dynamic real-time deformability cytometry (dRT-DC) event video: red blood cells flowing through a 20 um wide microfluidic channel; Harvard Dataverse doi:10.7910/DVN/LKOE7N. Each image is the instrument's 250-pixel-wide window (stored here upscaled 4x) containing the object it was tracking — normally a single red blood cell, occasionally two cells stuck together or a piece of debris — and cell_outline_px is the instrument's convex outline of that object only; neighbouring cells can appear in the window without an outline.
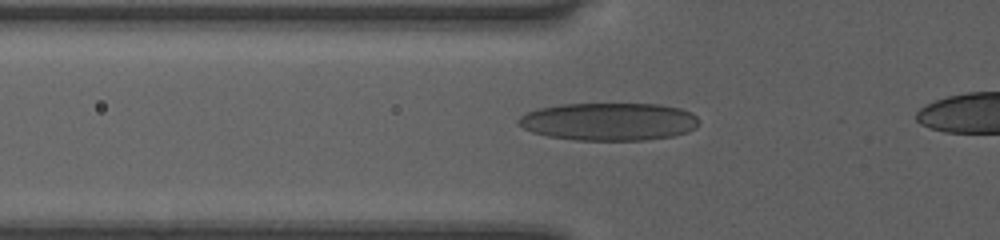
{"species": "human", "species_latin": "Homo sapiens", "temperature_condition": "room temperature", "stored_images_in_passage": 40, "camera_frame_rate_fps": 3000, "um_per_image_px": 0.085, "donor": {"sex": "female"}, "frame": {"image": 1, "passage_image": 13, "time_ms": 4.0, "image_size_px": [1000, 240], "cell_outline_px": [[700, 124], [696, 128], [688, 132], [672, 136], [644, 140], [576, 140], [548, 136], [532, 132], [516, 124], [516, 120], [520, 116], [528, 112], [540, 108], [560, 104], [660, 104], [680, 108], [692, 112], [700, 120]], "centroid_in_image_um": [51.78, 10.33], "position_along_channel_um": 74.0, "area_um2": 40.0}}
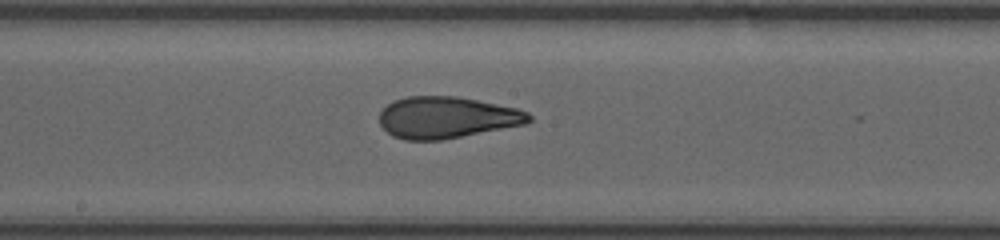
{"frame": {"image": 2, "passage_image": 23, "time_ms": 7.333, "image_size_px": [1000, 240], "cell_outline_px": [[532, 120], [528, 124], [440, 140], [404, 140], [392, 136], [380, 124], [380, 112], [388, 104], [396, 100], [408, 96], [456, 96], [516, 108], [528, 112], [532, 116]], "centroid_in_image_um": [38.0, 9.99], "position_along_channel_um": 210.2, "area_um2": 36.13}}
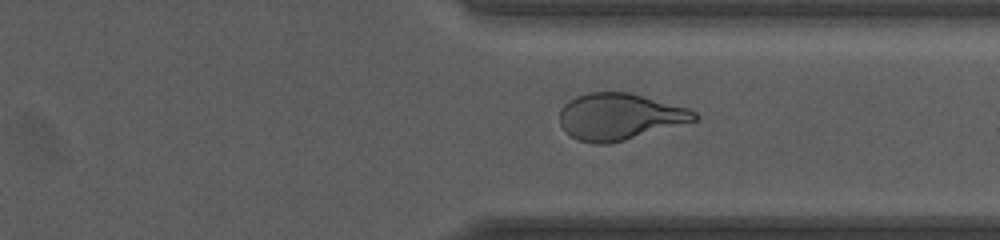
{"frame": {"image": 3, "passage_image": 34, "time_ms": 11.0, "image_size_px": [1000, 240], "cell_outline_px": [[700, 116], [696, 120], [624, 140], [608, 144], [592, 144], [576, 140], [560, 124], [560, 112], [564, 104], [576, 96], [588, 92], [628, 92], [688, 108], [696, 112]], "centroid_in_image_um": [52.64, 9.91], "position_along_channel_um": 358.8, "area_um2": 36.24}}